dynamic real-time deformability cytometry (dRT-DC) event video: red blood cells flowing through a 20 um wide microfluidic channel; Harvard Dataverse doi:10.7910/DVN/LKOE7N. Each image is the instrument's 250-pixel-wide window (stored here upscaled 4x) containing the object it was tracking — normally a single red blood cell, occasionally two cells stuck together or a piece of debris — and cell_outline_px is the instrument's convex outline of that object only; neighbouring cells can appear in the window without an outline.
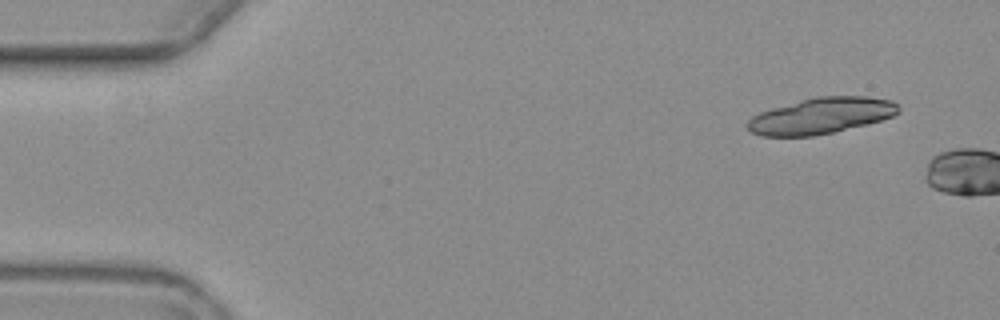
{"species": "common noctule bat (a hibernating species)", "species_latin": "Nyctalus noctula", "temperature_condition": "warm", "stored_images_in_passage": 2, "camera_frame_rate_fps": 3000, "um_per_image_px": 0.085, "animal": {"sex": "female", "body_mass_g": 19.3, "forearm_length_mm": 54.1}, "frame": {"image": 1, "passage_image": 2, "time_ms": 1.333, "image_size_px": [1000, 320], "cell_outline_px": [[900, 112], [892, 116], [880, 120], [816, 136], [764, 136], [752, 132], [748, 128], [748, 120], [752, 116], [760, 112], [772, 108], [800, 100], [816, 96], [868, 96], [892, 100], [900, 104]], "centroid_in_image_um": [69.82, 9.82], "position_along_channel_um": 15.2, "area_um2": 31.62}}